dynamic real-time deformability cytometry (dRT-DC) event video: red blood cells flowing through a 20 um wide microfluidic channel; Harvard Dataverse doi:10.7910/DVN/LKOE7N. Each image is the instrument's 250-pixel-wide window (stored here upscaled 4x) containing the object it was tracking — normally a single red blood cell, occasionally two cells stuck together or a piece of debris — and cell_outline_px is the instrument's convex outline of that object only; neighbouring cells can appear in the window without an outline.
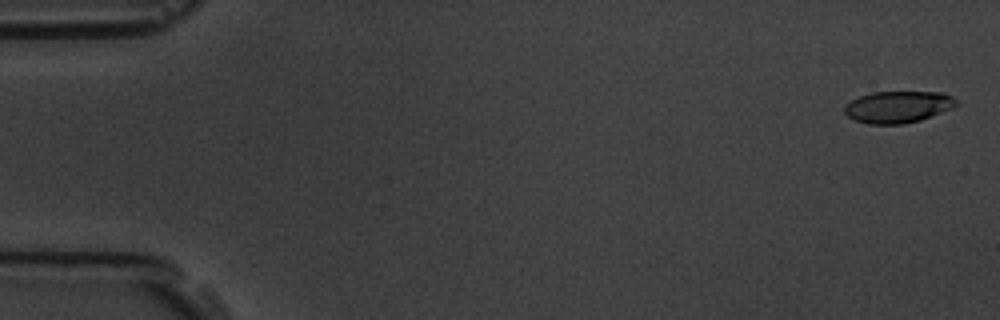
{"species": "common noctule bat (a hibernating species)", "species_latin": "Nyctalus noctula", "temperature_condition": "room temperature", "stored_images_in_passage": 56, "camera_frame_rate_fps": 3000, "um_per_image_px": 0.085, "animal": {"sex": "male", "body_mass_g": 19.5, "forearm_length_mm": 54.6}, "frame": {"image": 1, "passage_image": 2, "time_ms": 0.333, "image_size_px": [1000, 320], "cell_outline_px": [[960, 104], [952, 108], [920, 120], [904, 124], [868, 124], [856, 120], [848, 116], [844, 112], [844, 108], [852, 100], [860, 96], [872, 92], [944, 92], [952, 96]], "centroid_in_image_um": [76.36, 9.08], "position_along_channel_um": 8.6, "area_um2": 20.63}}
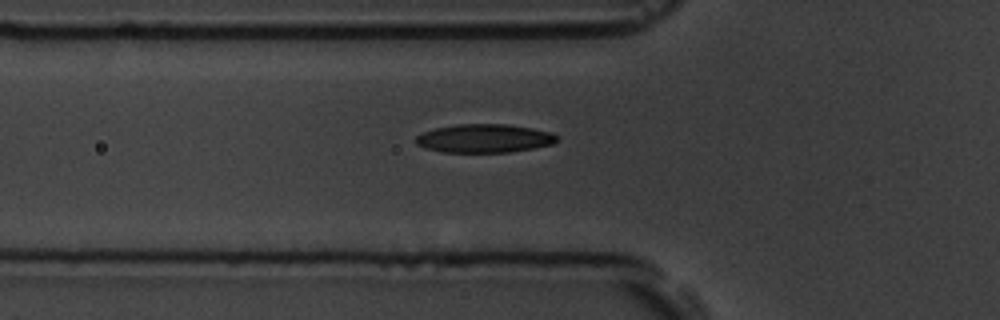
{"frame": {"image": 2, "passage_image": 20, "time_ms": 6.333, "image_size_px": [1000, 320], "cell_outline_px": [[560, 136], [552, 144], [532, 148], [508, 152], [440, 152], [424, 148], [416, 144], [416, 136], [424, 132], [436, 128], [456, 124], [508, 124], [532, 128], [552, 132]], "centroid_in_image_um": [41.16, 11.76], "position_along_channel_um": 84.6, "area_um2": 23.47}}
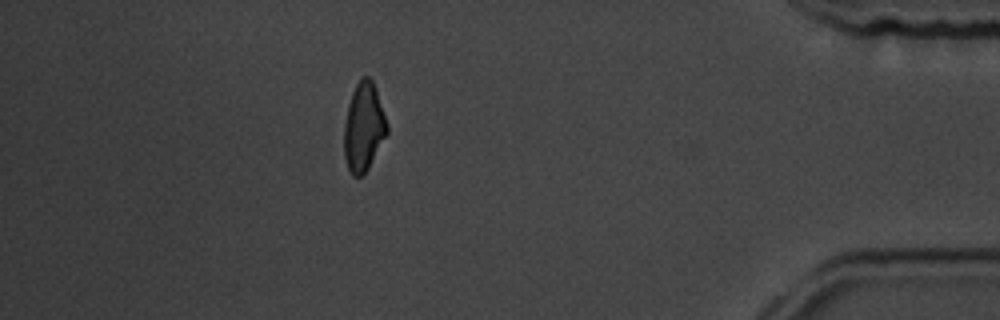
{"frame": {"image": 3, "passage_image": 50, "time_ms": 16.333, "image_size_px": [1000, 320], "cell_outline_px": [[388, 132], [368, 168], [360, 176], [352, 176], [348, 168], [344, 156], [344, 124], [348, 104], [352, 92], [356, 84], [364, 76], [368, 76], [372, 80], [388, 124]], "centroid_in_image_um": [30.9, 10.8], "position_along_channel_um": 404.3, "area_um2": 21.91}, "authors_computed_cell_mechanics": {"area_um2": 22.5998, "velocity_mm_per_s": 3.6507, "shape_relaxation_time_tau1_ms": 3.5677, "shape_relaxation_time_tau2_ms": 4.1357, "deformation_change_tau1": 0.1313, "deformation_change_tau2": 0.0947}}